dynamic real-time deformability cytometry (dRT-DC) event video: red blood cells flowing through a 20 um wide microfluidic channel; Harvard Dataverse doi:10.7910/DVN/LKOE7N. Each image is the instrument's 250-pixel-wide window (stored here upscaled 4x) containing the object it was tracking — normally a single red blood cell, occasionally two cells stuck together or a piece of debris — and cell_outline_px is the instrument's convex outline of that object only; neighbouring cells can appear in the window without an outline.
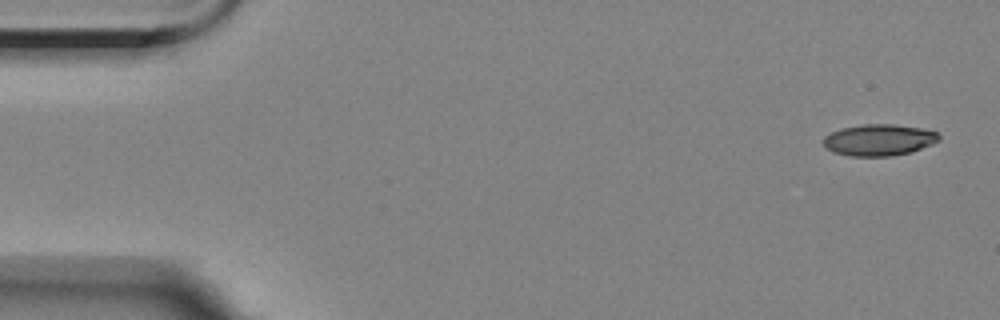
{"species": "Egyptian fruit bat (a non-hibernating species)", "species_latin": "Rousettus aegyptiacus", "temperature_condition": "room temperature", "stored_images_in_passage": 5, "camera_frame_rate_fps": 3000, "um_per_image_px": 0.085, "animal": {"sex": "female"}, "frame": {"image": 1, "passage_image": 1, "time_ms": 0.0, "image_size_px": [1000, 320], "cell_outline_px": [[940, 140], [932, 144], [908, 152], [892, 156], [852, 156], [832, 152], [824, 148], [824, 136], [840, 128], [860, 124], [892, 124], [920, 128], [936, 132], [940, 136]], "centroid_in_image_um": [74.67, 11.89], "position_along_channel_um": 10.3, "area_um2": 21.15}}
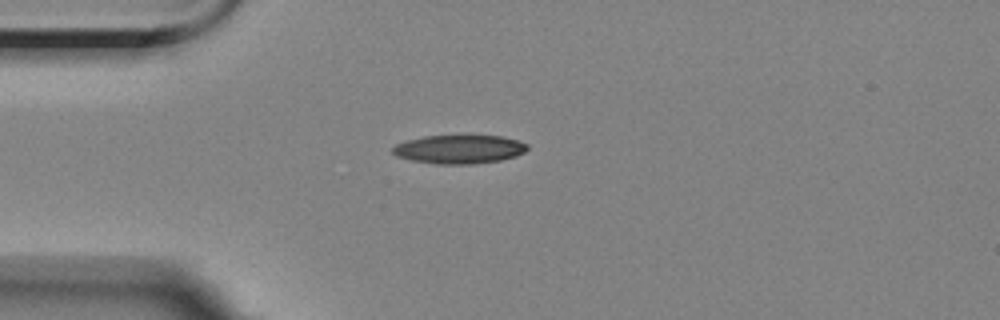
{"frame": {"image": 2, "passage_image": 4, "time_ms": 4.0, "image_size_px": [1000, 320], "cell_outline_px": [[528, 148], [524, 152], [516, 156], [500, 160], [472, 164], [436, 164], [412, 160], [396, 156], [392, 152], [392, 148], [396, 144], [408, 140], [424, 136], [504, 136], [528, 144]], "centroid_in_image_um": [39.04, 12.69], "position_along_channel_um": 46.0, "area_um2": 22.37}}
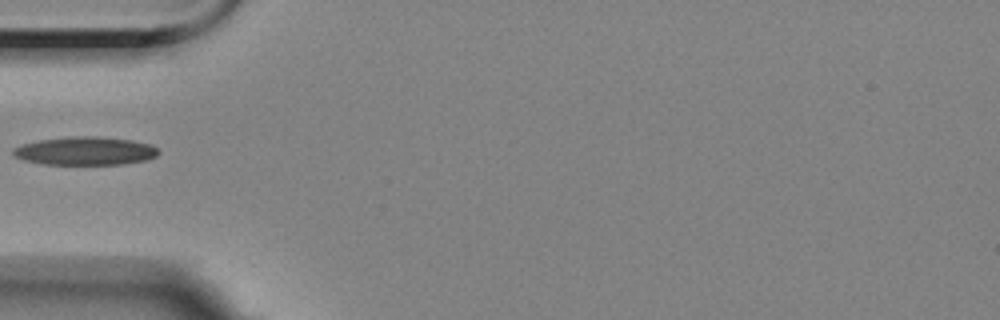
{"frame": {"image": 3, "passage_image": 5, "time_ms": 5.333, "image_size_px": [1000, 320], "cell_outline_px": [[160, 152], [156, 156], [148, 160], [124, 164], [44, 164], [24, 160], [16, 156], [12, 152], [12, 148], [24, 144], [40, 140], [72, 136], [96, 136], [132, 140], [152, 144]], "centroid_in_image_um": [7.29, 12.83], "position_along_channel_um": 77.7, "area_um2": 23.93}}